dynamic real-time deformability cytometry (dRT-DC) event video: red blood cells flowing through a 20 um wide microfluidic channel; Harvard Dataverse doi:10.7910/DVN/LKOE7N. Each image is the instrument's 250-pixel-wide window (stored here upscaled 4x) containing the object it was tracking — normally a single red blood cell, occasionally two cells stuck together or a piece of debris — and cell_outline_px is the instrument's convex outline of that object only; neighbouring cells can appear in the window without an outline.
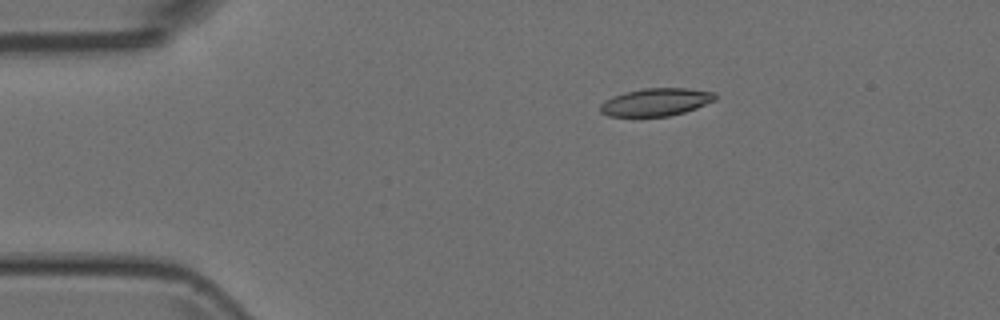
{"species": "Egyptian fruit bat (a non-hibernating species)", "species_latin": "Rousettus aegyptiacus", "temperature_condition": "room temperature", "stored_images_in_passage": 9, "camera_frame_rate_fps": 3000, "um_per_image_px": 0.085, "animal": {"sex": "female"}, "frame": {"image": 1, "passage_image": 1, "time_ms": 0.0, "image_size_px": [1000, 320], "cell_outline_px": [[716, 100], [696, 108], [684, 112], [668, 116], [608, 116], [600, 112], [600, 104], [604, 100], [612, 96], [624, 92], [644, 88], [688, 88], [716, 92]], "centroid_in_image_um": [55.75, 8.66], "position_along_channel_um": 29.2, "area_um2": 18.67}}
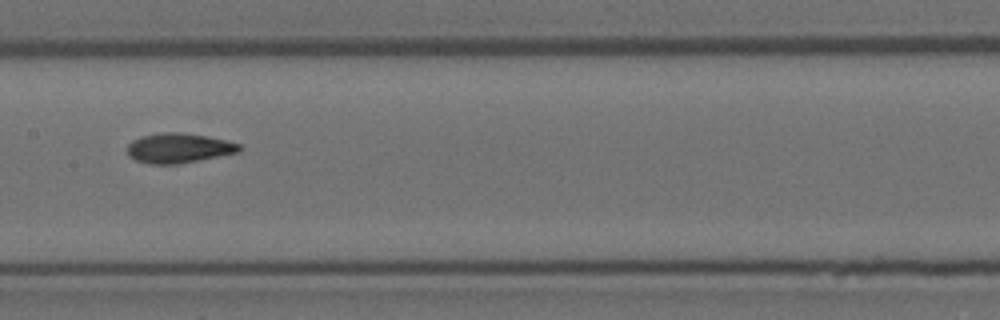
{"frame": {"image": 2, "passage_image": 6, "time_ms": 1.667, "image_size_px": [1000, 320], "cell_outline_px": [[240, 152], [176, 164], [148, 164], [136, 160], [128, 156], [128, 144], [132, 140], [140, 136], [164, 132], [180, 132], [208, 136], [240, 144]], "centroid_in_image_um": [15.16, 12.58], "position_along_channel_um": 192.2, "area_um2": 19.36}}
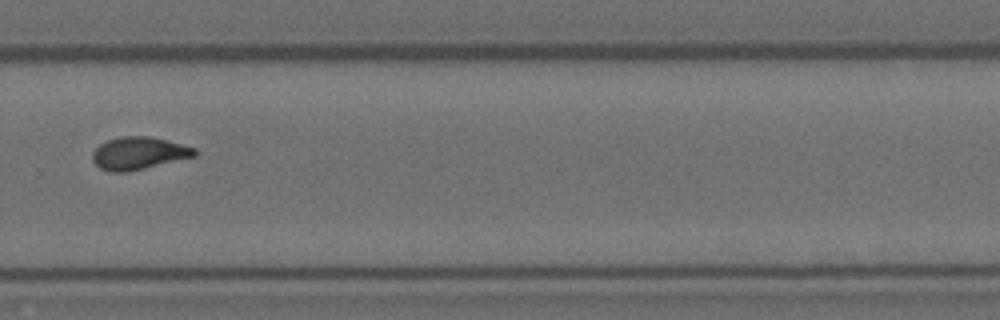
{"frame": {"image": 3, "passage_image": 9, "time_ms": 2.667, "image_size_px": [1000, 320], "cell_outline_px": [[196, 156], [128, 172], [112, 172], [100, 168], [92, 160], [92, 152], [100, 144], [108, 140], [120, 136], [152, 136], [196, 148]], "centroid_in_image_um": [11.78, 13.02], "position_along_channel_um": 318.0, "area_um2": 19.36}}